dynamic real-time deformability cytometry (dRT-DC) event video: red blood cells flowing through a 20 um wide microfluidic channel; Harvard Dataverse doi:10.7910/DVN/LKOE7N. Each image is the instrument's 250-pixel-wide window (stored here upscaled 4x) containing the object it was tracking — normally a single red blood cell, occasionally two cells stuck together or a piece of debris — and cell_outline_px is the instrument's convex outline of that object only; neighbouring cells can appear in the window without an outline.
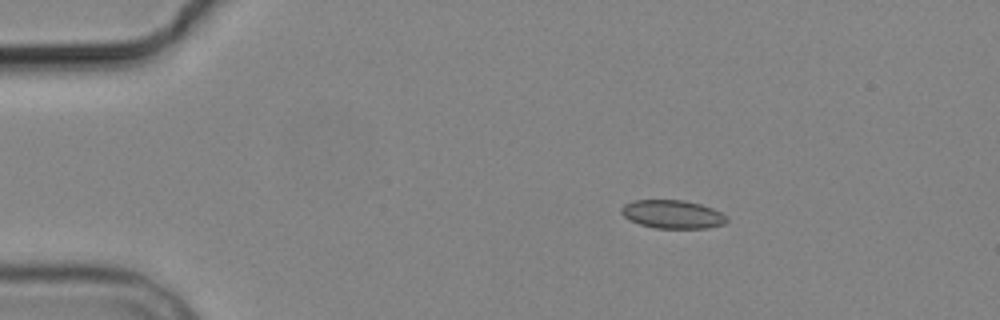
{"species": "common noctule bat (a hibernating species)", "species_latin": "Nyctalus noctula", "temperature_condition": "cold", "stored_images_in_passage": 4, "camera_frame_rate_fps": 3000, "um_per_image_px": 0.085, "animal": {"sex": "male", "body_mass_g": 19.2, "forearm_length_mm": 51.8}, "frame": {"image": 1, "passage_image": 1, "time_ms": 0.0, "image_size_px": [1000, 320], "cell_outline_px": [[728, 220], [724, 224], [708, 228], [656, 228], [640, 224], [628, 220], [620, 212], [620, 208], [624, 204], [632, 200], [684, 200], [700, 204], [712, 208], [728, 216]], "centroid_in_image_um": [57.15, 18.21], "position_along_channel_um": 27.8, "area_um2": 17.57}}
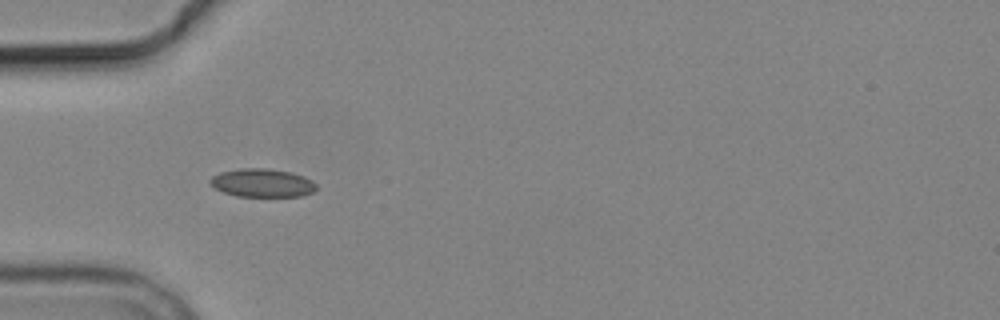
{"frame": {"image": 2, "passage_image": 3, "time_ms": 2.667, "image_size_px": [1000, 320], "cell_outline_px": [[316, 188], [312, 192], [300, 196], [236, 196], [224, 192], [208, 184], [208, 180], [212, 176], [220, 172], [240, 168], [268, 168], [292, 172], [304, 176], [312, 180], [316, 184]], "centroid_in_image_um": [22.27, 15.53], "position_along_channel_um": 62.7, "area_um2": 17.63}}
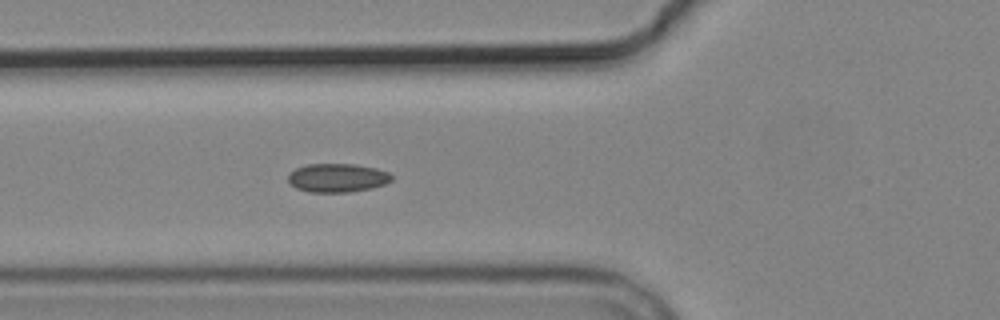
{"frame": {"image": 3, "passage_image": 4, "time_ms": 3.667, "image_size_px": [1000, 320], "cell_outline_px": [[392, 180], [384, 184], [372, 188], [348, 192], [308, 192], [296, 188], [288, 180], [288, 172], [296, 168], [308, 164], [356, 164], [376, 168], [388, 172], [392, 176]], "centroid_in_image_um": [28.66, 15.11], "position_along_channel_um": 97.1, "area_um2": 17.34}}